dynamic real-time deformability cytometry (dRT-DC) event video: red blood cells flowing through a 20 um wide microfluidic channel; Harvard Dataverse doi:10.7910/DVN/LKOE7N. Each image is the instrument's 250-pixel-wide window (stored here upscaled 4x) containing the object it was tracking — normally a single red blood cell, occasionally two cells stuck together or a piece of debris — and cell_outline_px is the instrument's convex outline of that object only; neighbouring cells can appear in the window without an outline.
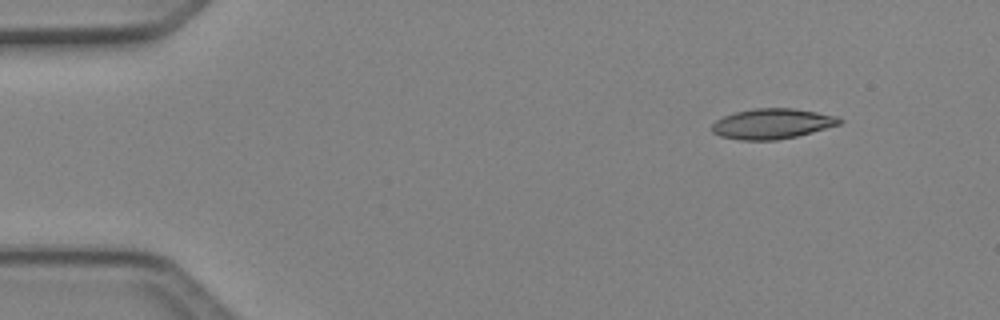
{"species": "Egyptian fruit bat (a non-hibernating species)", "species_latin": "Rousettus aegyptiacus", "temperature_condition": "cold", "stored_images_in_passage": 5, "camera_frame_rate_fps": 3000, "um_per_image_px": 0.085, "animal": {"sex": "female"}, "frame": {"image": 1, "passage_image": 1, "time_ms": 0.0, "image_size_px": [1000, 320], "cell_outline_px": [[844, 120], [840, 124], [812, 132], [796, 136], [776, 140], [740, 140], [720, 136], [712, 132], [712, 124], [716, 120], [724, 116], [736, 112], [752, 108], [792, 108], [816, 112], [836, 116]], "centroid_in_image_um": [65.62, 10.51], "position_along_channel_um": 19.4, "area_um2": 22.43}}
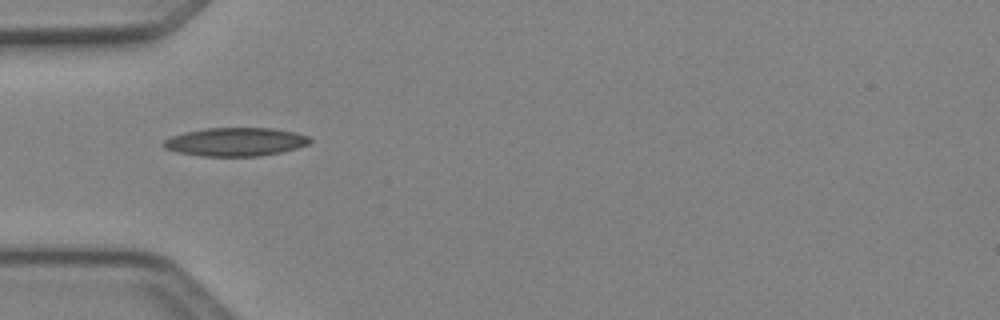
{"frame": {"image": 2, "passage_image": 4, "time_ms": 1.0, "image_size_px": [1000, 320], "cell_outline_px": [[312, 140], [308, 144], [296, 148], [280, 152], [260, 156], [200, 156], [180, 152], [164, 148], [160, 144], [164, 140], [172, 136], [184, 132], [204, 128], [272, 128], [296, 132], [308, 136]], "centroid_in_image_um": [20.01, 12.05], "position_along_channel_um": 65.0, "area_um2": 24.28}}
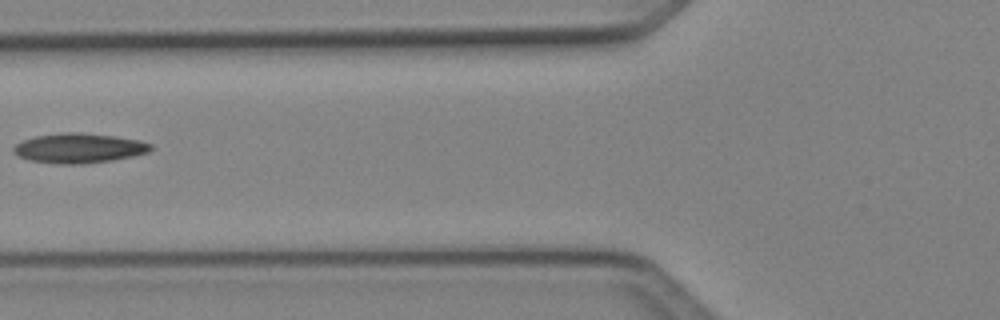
{"frame": {"image": 3, "passage_image": 5, "time_ms": 1.333, "image_size_px": [1000, 320], "cell_outline_px": [[152, 148], [148, 152], [132, 156], [112, 160], [84, 164], [52, 164], [28, 160], [12, 152], [12, 148], [16, 144], [24, 140], [36, 136], [64, 132], [76, 132], [116, 136], [140, 140], [152, 144]], "centroid_in_image_um": [6.7, 12.6], "position_along_channel_um": 119.1, "area_um2": 23.87}}